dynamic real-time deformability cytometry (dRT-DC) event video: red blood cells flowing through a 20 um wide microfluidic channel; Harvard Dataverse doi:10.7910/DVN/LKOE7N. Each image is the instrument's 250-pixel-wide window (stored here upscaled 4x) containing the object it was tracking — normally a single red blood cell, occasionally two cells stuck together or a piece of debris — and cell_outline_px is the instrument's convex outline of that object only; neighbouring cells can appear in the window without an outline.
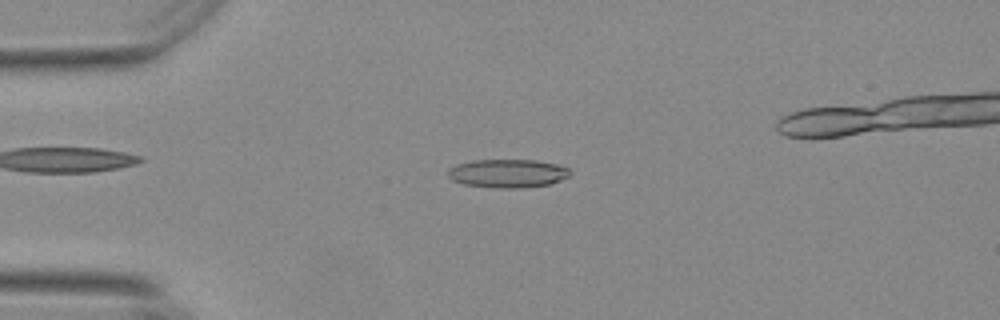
{"species": "Egyptian fruit bat (a non-hibernating species)", "species_latin": "Rousettus aegyptiacus", "temperature_condition": "warm", "stored_images_in_passage": 48, "camera_frame_rate_fps": 3000, "um_per_image_px": 0.085, "animal": {"sex": "female"}, "frame": {"image": 1, "passage_image": 10, "time_ms": 3.0, "image_size_px": [1000, 320], "cell_outline_px": [[572, 172], [568, 176], [560, 180], [548, 184], [520, 188], [496, 188], [464, 184], [452, 180], [448, 176], [448, 168], [456, 164], [472, 160], [536, 160], [556, 164], [568, 168]], "centroid_in_image_um": [43.12, 14.73], "position_along_channel_um": 41.9, "area_um2": 20.23}}
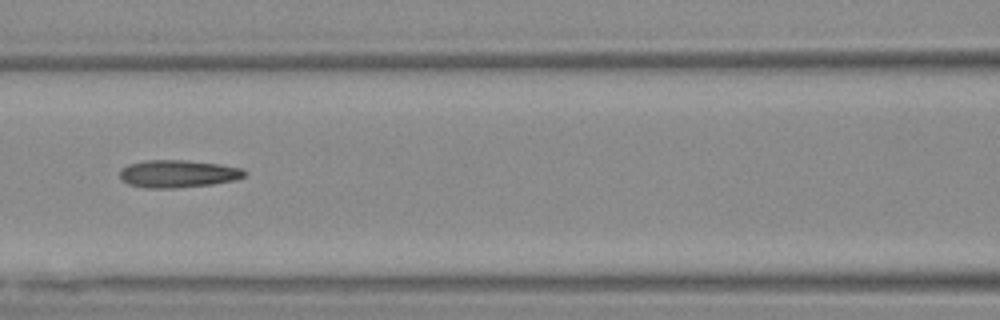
{"frame": {"image": 2, "passage_image": 21, "time_ms": 6.667, "image_size_px": [1000, 320], "cell_outline_px": [[248, 172], [244, 176], [236, 180], [212, 184], [176, 188], [144, 188], [128, 184], [120, 176], [120, 172], [128, 164], [148, 160], [184, 160], [220, 164], [240, 168]], "centroid_in_image_um": [15.15, 14.77], "position_along_channel_um": 151.5, "area_um2": 19.94}}
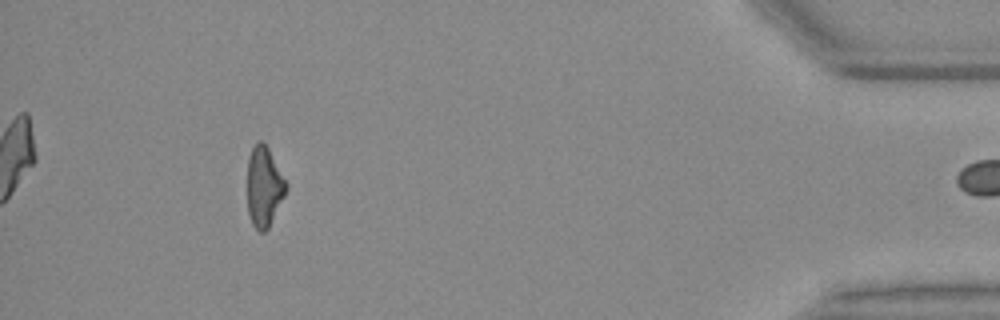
{"frame": {"image": 3, "passage_image": 47, "time_ms": 15.333, "image_size_px": [1000, 320], "cell_outline_px": [[288, 188], [268, 228], [264, 232], [260, 232], [252, 224], [248, 212], [248, 156], [256, 140], [264, 140], [288, 184]], "centroid_in_image_um": [22.45, 15.82], "position_along_channel_um": 412.8, "area_um2": 18.15}}